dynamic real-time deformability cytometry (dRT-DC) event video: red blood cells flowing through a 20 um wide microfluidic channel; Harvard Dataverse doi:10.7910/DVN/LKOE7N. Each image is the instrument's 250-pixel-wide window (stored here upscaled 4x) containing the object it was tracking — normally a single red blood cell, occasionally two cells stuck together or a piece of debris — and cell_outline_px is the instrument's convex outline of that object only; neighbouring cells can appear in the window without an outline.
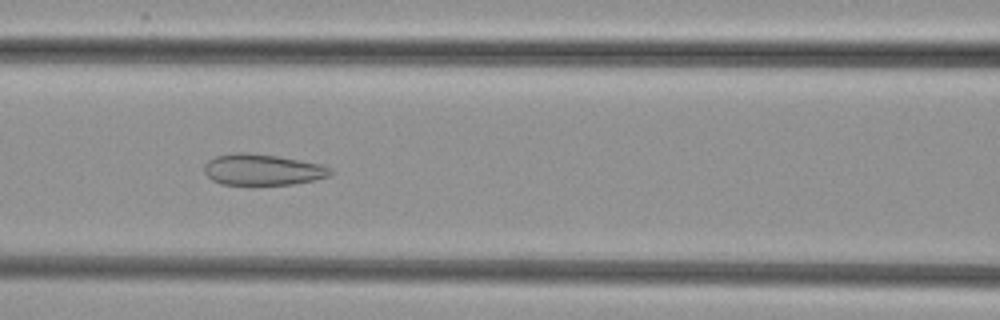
{"species": "common noctule bat (a hibernating species)", "species_latin": "Nyctalus noctula", "temperature_condition": "cold", "stored_images_in_passage": 37, "camera_frame_rate_fps": 3000, "um_per_image_px": 0.085, "animal": {"sex": "female", "body_mass_g": 29.2, "forearm_length_mm": 56.3}, "frame": {"image": 1, "passage_image": 8, "time_ms": 2.333, "image_size_px": [1000, 320], "cell_outline_px": [[332, 176], [292, 184], [252, 188], [220, 184], [212, 180], [204, 172], [204, 164], [208, 160], [216, 156], [236, 152], [244, 152], [276, 156], [300, 160], [320, 164], [332, 168]], "centroid_in_image_um": [22.28, 14.47], "position_along_channel_um": 144.3, "area_um2": 23.81}}
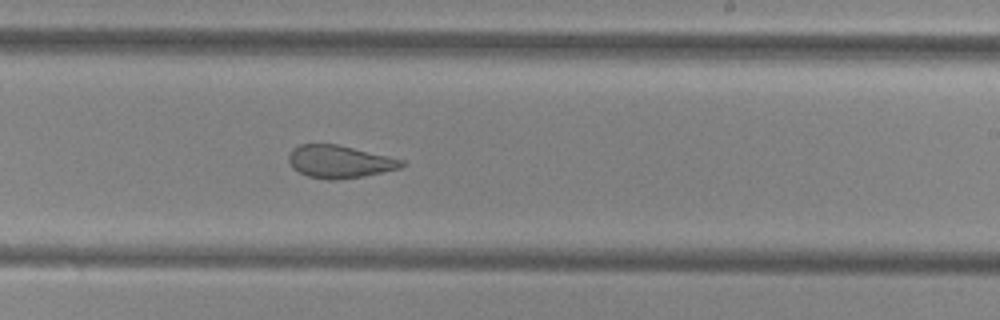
{"frame": {"image": 2, "passage_image": 17, "time_ms": 5.333, "image_size_px": [1000, 320], "cell_outline_px": [[408, 164], [400, 168], [364, 176], [336, 180], [328, 180], [308, 176], [292, 168], [288, 160], [288, 156], [292, 148], [300, 144], [336, 144], [388, 156], [404, 160]], "centroid_in_image_um": [28.86, 13.74], "position_along_channel_um": 260.1, "area_um2": 21.5}}
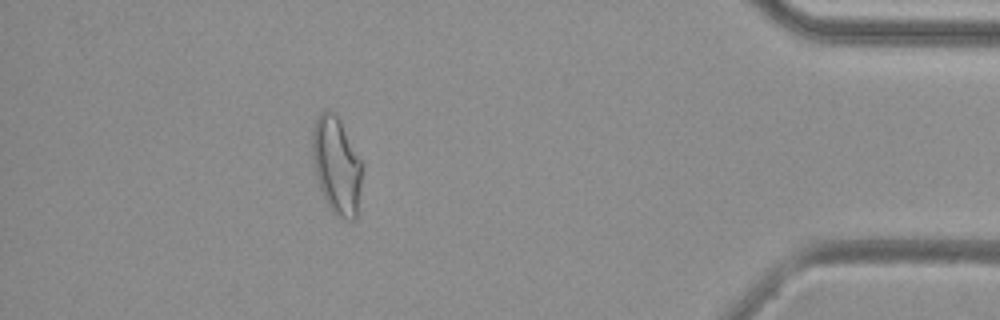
{"frame": {"image": 3, "passage_image": 32, "time_ms": 10.333, "image_size_px": [1000, 320], "cell_outline_px": [[364, 164], [356, 216], [352, 220], [348, 220], [336, 216], [332, 212], [324, 200], [316, 180], [312, 160], [312, 128], [320, 112], [324, 108], [332, 112], [336, 116]], "centroid_in_image_um": [28.59, 14.1], "position_along_channel_um": 406.6, "area_um2": 28.44}}